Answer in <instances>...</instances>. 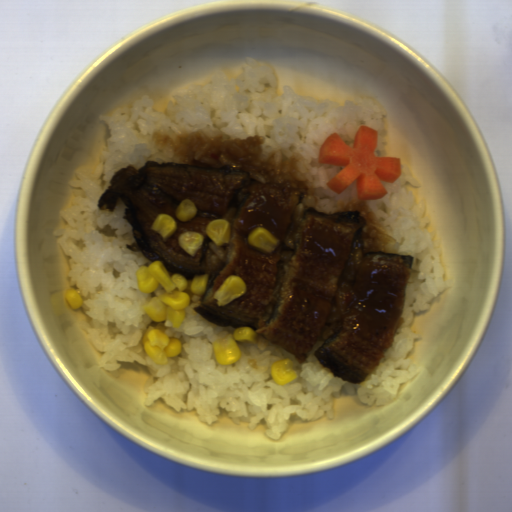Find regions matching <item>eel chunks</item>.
<instances>
[{"mask_svg":"<svg viewBox=\"0 0 512 512\" xmlns=\"http://www.w3.org/2000/svg\"><path fill=\"white\" fill-rule=\"evenodd\" d=\"M97 200L113 214L121 199L122 219L132 225L135 241L125 244L149 261L160 260L169 273L187 280L208 274L207 290L192 309L217 326L252 327L257 335L294 354L299 364L312 354L323 368L352 385L365 381L392 347L405 319L406 288L414 256L365 252L361 212L325 213L304 209L298 225L293 214L302 195L275 183L251 181V173L230 164L206 168L146 160L117 170ZM194 202V219L179 222L181 200ZM169 214L178 230L166 242L149 229L157 215ZM217 218L229 220L228 244L216 246L205 233ZM264 226L281 240L272 254L247 242L252 229ZM192 231L204 236L195 257L177 243ZM239 275L248 292L216 307L213 294L230 275Z\"/></svg>","mask_w":512,"mask_h":512,"instance_id":"1","label":"eel chunks"}]
</instances>
